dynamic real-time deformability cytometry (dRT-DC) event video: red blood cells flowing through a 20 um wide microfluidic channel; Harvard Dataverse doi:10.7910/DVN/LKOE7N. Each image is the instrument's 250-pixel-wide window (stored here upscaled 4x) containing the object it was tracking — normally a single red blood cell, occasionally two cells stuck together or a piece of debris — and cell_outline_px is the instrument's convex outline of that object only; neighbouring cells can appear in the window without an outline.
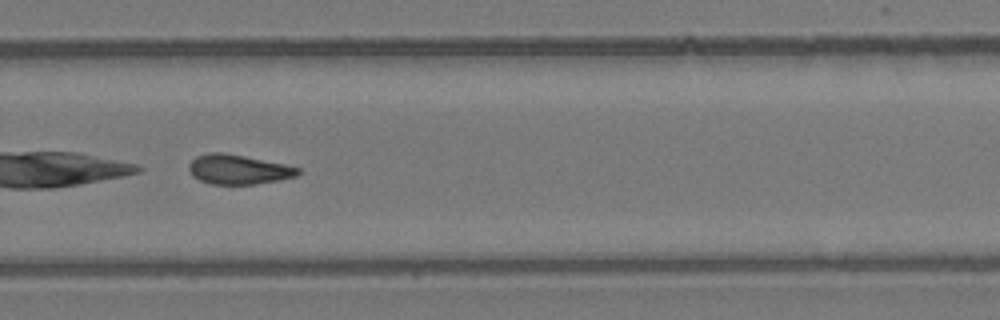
{"species": "common noctule bat (a hibernating species)", "species_latin": "Nyctalus noctula", "temperature_condition": "room temperature", "stored_images_in_passage": 30, "camera_frame_rate_fps": 3000, "um_per_image_px": 0.085, "animal": {"sex": "female", "body_mass_g": 24.6, "forearm_length_mm": 56.2}, "frame": {"image": 1, "passage_image": 18, "time_ms": 5.667, "image_size_px": [1000, 320], "cell_outline_px": [[300, 172], [296, 176], [280, 180], [256, 184], [212, 184], [200, 180], [192, 176], [188, 168], [188, 164], [196, 156], [208, 152], [224, 152], [284, 164], [300, 168]], "centroid_in_image_um": [20.23, 14.4], "position_along_channel_um": 309.6, "area_um2": 18.84}}